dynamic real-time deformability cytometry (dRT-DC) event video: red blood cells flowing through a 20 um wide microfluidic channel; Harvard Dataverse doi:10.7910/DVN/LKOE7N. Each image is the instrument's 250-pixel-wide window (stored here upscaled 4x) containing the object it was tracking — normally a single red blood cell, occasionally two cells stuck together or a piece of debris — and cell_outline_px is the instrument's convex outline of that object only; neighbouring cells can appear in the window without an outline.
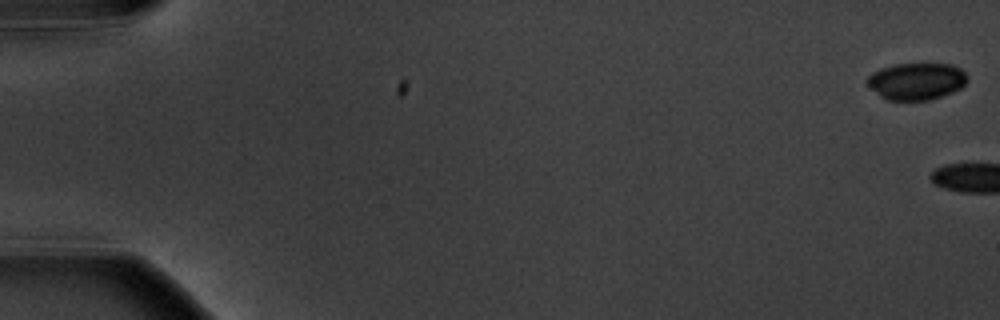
{"species": "common noctule bat (a hibernating species)", "species_latin": "Nyctalus noctula", "temperature_condition": "warm", "stored_images_in_passage": 6, "camera_frame_rate_fps": 3000, "um_per_image_px": 0.085, "animal": {"sex": "male", "body_mass_g": 20.1, "forearm_length_mm": 53.5}, "frame": {"image": 1, "passage_image": 1, "time_ms": 0.0, "image_size_px": [1000, 320], "cell_outline_px": [[968, 80], [960, 88], [952, 92], [928, 100], [888, 100], [880, 96], [864, 80], [872, 72], [880, 68], [896, 64], [952, 64], [960, 68], [968, 76]], "centroid_in_image_um": [77.89, 6.89], "position_along_channel_um": 7.1, "area_um2": 21.5}}